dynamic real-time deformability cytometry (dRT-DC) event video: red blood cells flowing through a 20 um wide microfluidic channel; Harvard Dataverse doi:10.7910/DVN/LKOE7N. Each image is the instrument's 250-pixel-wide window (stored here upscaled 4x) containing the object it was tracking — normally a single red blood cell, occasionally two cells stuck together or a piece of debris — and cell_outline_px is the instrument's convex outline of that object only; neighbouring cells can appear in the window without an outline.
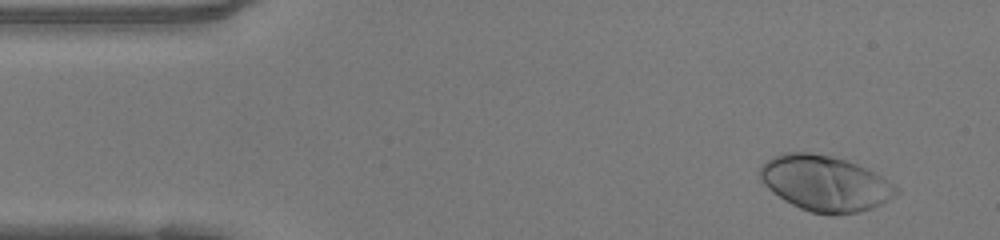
{"species": "human", "species_latin": "Homo sapiens", "temperature_condition": "warm", "stored_images_in_passage": 45, "camera_frame_rate_fps": 3000, "um_per_image_px": 0.085, "donor": {"sex": "female"}, "frame": {"image": 1, "passage_image": 1, "time_ms": 0.0, "image_size_px": [1000, 240], "cell_outline_px": [[900, 192], [896, 196], [872, 208], [856, 212], [832, 216], [828, 216], [812, 212], [800, 208], [784, 200], [772, 192], [760, 180], [760, 164], [772, 156], [780, 152], [812, 152], [832, 156], [856, 164], [876, 172], [896, 184], [900, 188]], "centroid_in_image_um": [70.14, 15.58], "position_along_channel_um": 14.9, "area_um2": 44.62}}
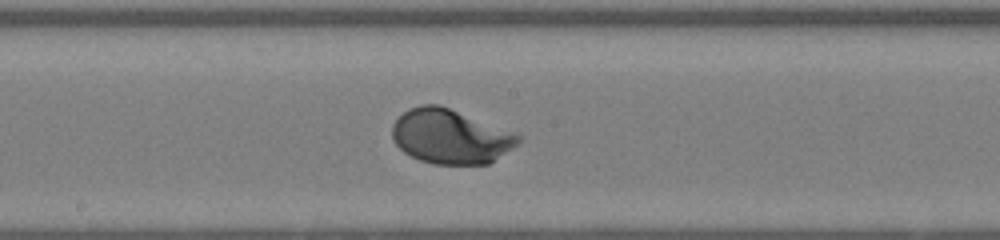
{"frame": {"image": 2, "passage_image": 22, "time_ms": 7.0, "image_size_px": [1000, 240], "cell_outline_px": [[520, 140], [512, 148], [488, 164], [432, 164], [420, 160], [404, 152], [392, 140], [392, 124], [408, 108], [420, 104], [436, 104], [448, 108], [512, 132], [520, 136]], "centroid_in_image_um": [38.22, 11.61], "position_along_channel_um": 210.0, "area_um2": 39.42}}
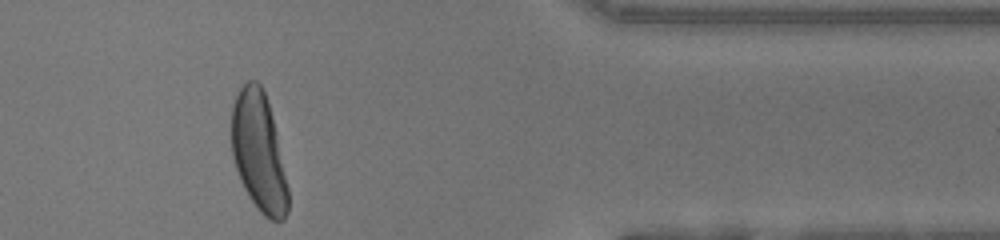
{"frame": {"image": 3, "passage_image": 37, "time_ms": 12.0, "image_size_px": [1000, 240], "cell_outline_px": [[288, 212], [284, 220], [268, 220], [260, 212], [248, 196], [240, 180], [232, 156], [232, 104], [240, 88], [248, 80], [256, 80], [260, 84], [264, 92], [272, 116], [276, 132], [288, 188]], "centroid_in_image_um": [21.99, 12.94], "position_along_channel_um": 389.4, "area_um2": 39.02}, "authors_computed_cell_mechanics": {"area_um2": 39.5352, "velocity_mm_per_s": 4.141, "shape_relaxation_time_tau1_ms": 1.8939, "shape_relaxation_time_tau2_ms": null, "deformation_change_tau1": 0.1787, "deformation_change_tau2": null}}